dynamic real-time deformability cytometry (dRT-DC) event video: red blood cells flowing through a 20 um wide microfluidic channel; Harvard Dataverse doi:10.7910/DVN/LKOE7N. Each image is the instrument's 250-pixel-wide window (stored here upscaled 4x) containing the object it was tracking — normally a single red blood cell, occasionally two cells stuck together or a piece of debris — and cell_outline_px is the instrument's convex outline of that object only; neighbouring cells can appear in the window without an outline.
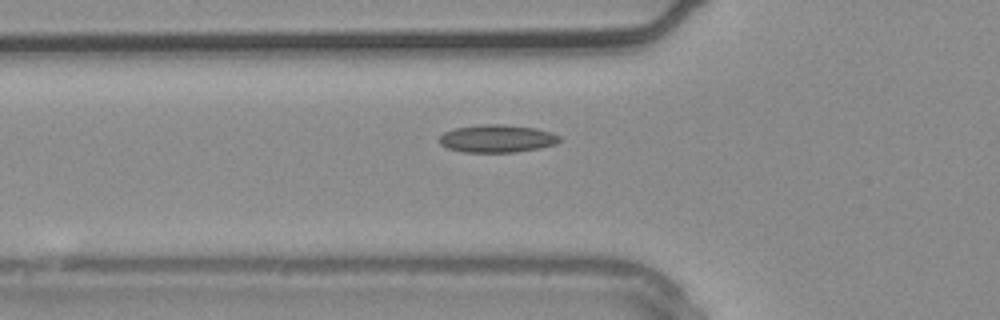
{"species": "common noctule bat (a hibernating species)", "species_latin": "Nyctalus noctula", "temperature_condition": "warm", "stored_images_in_passage": 3, "camera_frame_rate_fps": 3000, "um_per_image_px": 0.085, "animal": {"sex": "male", "body_mass_g": 20.4}, "frame": {"image": 1, "passage_image": 3, "time_ms": 0.667, "image_size_px": [1000, 320], "cell_outline_px": [[560, 140], [556, 144], [540, 148], [516, 152], [464, 152], [448, 148], [440, 144], [440, 136], [444, 132], [452, 128], [480, 124], [504, 124], [536, 128], [552, 132], [560, 136]], "centroid_in_image_um": [42.26, 11.77], "position_along_channel_um": 83.5, "area_um2": 19.59}}